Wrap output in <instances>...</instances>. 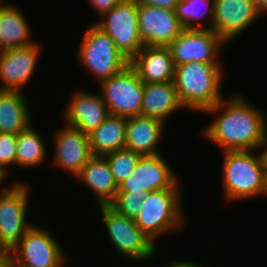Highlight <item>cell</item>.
<instances>
[{
	"mask_svg": "<svg viewBox=\"0 0 267 267\" xmlns=\"http://www.w3.org/2000/svg\"><path fill=\"white\" fill-rule=\"evenodd\" d=\"M203 112L218 114L201 132L223 151H254L267 145V117L242 95L237 93L223 97Z\"/></svg>",
	"mask_w": 267,
	"mask_h": 267,
	"instance_id": "cell-1",
	"label": "cell"
},
{
	"mask_svg": "<svg viewBox=\"0 0 267 267\" xmlns=\"http://www.w3.org/2000/svg\"><path fill=\"white\" fill-rule=\"evenodd\" d=\"M221 63L191 62L175 66L173 83L183 107L203 112L224 97Z\"/></svg>",
	"mask_w": 267,
	"mask_h": 267,
	"instance_id": "cell-2",
	"label": "cell"
},
{
	"mask_svg": "<svg viewBox=\"0 0 267 267\" xmlns=\"http://www.w3.org/2000/svg\"><path fill=\"white\" fill-rule=\"evenodd\" d=\"M251 151H222L223 194L226 200H246L266 193L267 181L261 154L256 156Z\"/></svg>",
	"mask_w": 267,
	"mask_h": 267,
	"instance_id": "cell-3",
	"label": "cell"
},
{
	"mask_svg": "<svg viewBox=\"0 0 267 267\" xmlns=\"http://www.w3.org/2000/svg\"><path fill=\"white\" fill-rule=\"evenodd\" d=\"M181 189L148 192L134 219L137 226L154 242L163 234L181 229L184 224Z\"/></svg>",
	"mask_w": 267,
	"mask_h": 267,
	"instance_id": "cell-4",
	"label": "cell"
},
{
	"mask_svg": "<svg viewBox=\"0 0 267 267\" xmlns=\"http://www.w3.org/2000/svg\"><path fill=\"white\" fill-rule=\"evenodd\" d=\"M80 43L77 58L93 73L98 83L123 71L130 63L95 22L85 29Z\"/></svg>",
	"mask_w": 267,
	"mask_h": 267,
	"instance_id": "cell-5",
	"label": "cell"
},
{
	"mask_svg": "<svg viewBox=\"0 0 267 267\" xmlns=\"http://www.w3.org/2000/svg\"><path fill=\"white\" fill-rule=\"evenodd\" d=\"M102 221L113 247L130 261L153 258L157 245L137 226L134 219L119 214L109 205H100Z\"/></svg>",
	"mask_w": 267,
	"mask_h": 267,
	"instance_id": "cell-6",
	"label": "cell"
},
{
	"mask_svg": "<svg viewBox=\"0 0 267 267\" xmlns=\"http://www.w3.org/2000/svg\"><path fill=\"white\" fill-rule=\"evenodd\" d=\"M100 19L95 24L109 35L129 61L144 47L138 30V4L134 0H121Z\"/></svg>",
	"mask_w": 267,
	"mask_h": 267,
	"instance_id": "cell-7",
	"label": "cell"
},
{
	"mask_svg": "<svg viewBox=\"0 0 267 267\" xmlns=\"http://www.w3.org/2000/svg\"><path fill=\"white\" fill-rule=\"evenodd\" d=\"M63 251L52 233L33 224L11 250V260L19 267H63Z\"/></svg>",
	"mask_w": 267,
	"mask_h": 267,
	"instance_id": "cell-8",
	"label": "cell"
},
{
	"mask_svg": "<svg viewBox=\"0 0 267 267\" xmlns=\"http://www.w3.org/2000/svg\"><path fill=\"white\" fill-rule=\"evenodd\" d=\"M99 85L111 115L126 118L141 115L144 83L130 65Z\"/></svg>",
	"mask_w": 267,
	"mask_h": 267,
	"instance_id": "cell-9",
	"label": "cell"
},
{
	"mask_svg": "<svg viewBox=\"0 0 267 267\" xmlns=\"http://www.w3.org/2000/svg\"><path fill=\"white\" fill-rule=\"evenodd\" d=\"M29 187L20 182L0 192V246L10 251L33 225L27 222Z\"/></svg>",
	"mask_w": 267,
	"mask_h": 267,
	"instance_id": "cell-10",
	"label": "cell"
},
{
	"mask_svg": "<svg viewBox=\"0 0 267 267\" xmlns=\"http://www.w3.org/2000/svg\"><path fill=\"white\" fill-rule=\"evenodd\" d=\"M226 43L211 29H186L168 45L174 65L191 62L220 63Z\"/></svg>",
	"mask_w": 267,
	"mask_h": 267,
	"instance_id": "cell-11",
	"label": "cell"
},
{
	"mask_svg": "<svg viewBox=\"0 0 267 267\" xmlns=\"http://www.w3.org/2000/svg\"><path fill=\"white\" fill-rule=\"evenodd\" d=\"M143 155L130 176L118 185L117 193L151 192L161 189H180L179 178L162 156ZM172 169V170H171Z\"/></svg>",
	"mask_w": 267,
	"mask_h": 267,
	"instance_id": "cell-12",
	"label": "cell"
},
{
	"mask_svg": "<svg viewBox=\"0 0 267 267\" xmlns=\"http://www.w3.org/2000/svg\"><path fill=\"white\" fill-rule=\"evenodd\" d=\"M260 16L253 0H214L212 30L228 44Z\"/></svg>",
	"mask_w": 267,
	"mask_h": 267,
	"instance_id": "cell-13",
	"label": "cell"
},
{
	"mask_svg": "<svg viewBox=\"0 0 267 267\" xmlns=\"http://www.w3.org/2000/svg\"><path fill=\"white\" fill-rule=\"evenodd\" d=\"M138 30L144 46H168L184 29L170 9L138 5Z\"/></svg>",
	"mask_w": 267,
	"mask_h": 267,
	"instance_id": "cell-14",
	"label": "cell"
},
{
	"mask_svg": "<svg viewBox=\"0 0 267 267\" xmlns=\"http://www.w3.org/2000/svg\"><path fill=\"white\" fill-rule=\"evenodd\" d=\"M41 45H32L0 52V81L2 90H19L27 85L40 58Z\"/></svg>",
	"mask_w": 267,
	"mask_h": 267,
	"instance_id": "cell-15",
	"label": "cell"
},
{
	"mask_svg": "<svg viewBox=\"0 0 267 267\" xmlns=\"http://www.w3.org/2000/svg\"><path fill=\"white\" fill-rule=\"evenodd\" d=\"M54 165L77 176L93 156L88 135L82 130L65 125L55 133Z\"/></svg>",
	"mask_w": 267,
	"mask_h": 267,
	"instance_id": "cell-16",
	"label": "cell"
},
{
	"mask_svg": "<svg viewBox=\"0 0 267 267\" xmlns=\"http://www.w3.org/2000/svg\"><path fill=\"white\" fill-rule=\"evenodd\" d=\"M63 115L67 125L78 128L89 135L102 124L110 113L101 94L78 90L71 96Z\"/></svg>",
	"mask_w": 267,
	"mask_h": 267,
	"instance_id": "cell-17",
	"label": "cell"
},
{
	"mask_svg": "<svg viewBox=\"0 0 267 267\" xmlns=\"http://www.w3.org/2000/svg\"><path fill=\"white\" fill-rule=\"evenodd\" d=\"M129 65L143 83L169 82L174 78L175 65L168 46H144Z\"/></svg>",
	"mask_w": 267,
	"mask_h": 267,
	"instance_id": "cell-18",
	"label": "cell"
},
{
	"mask_svg": "<svg viewBox=\"0 0 267 267\" xmlns=\"http://www.w3.org/2000/svg\"><path fill=\"white\" fill-rule=\"evenodd\" d=\"M165 123L147 116L127 118L125 148L141 155H157Z\"/></svg>",
	"mask_w": 267,
	"mask_h": 267,
	"instance_id": "cell-19",
	"label": "cell"
},
{
	"mask_svg": "<svg viewBox=\"0 0 267 267\" xmlns=\"http://www.w3.org/2000/svg\"><path fill=\"white\" fill-rule=\"evenodd\" d=\"M76 177L94 192L98 206L109 205L117 194V182L103 156H92Z\"/></svg>",
	"mask_w": 267,
	"mask_h": 267,
	"instance_id": "cell-20",
	"label": "cell"
},
{
	"mask_svg": "<svg viewBox=\"0 0 267 267\" xmlns=\"http://www.w3.org/2000/svg\"><path fill=\"white\" fill-rule=\"evenodd\" d=\"M183 108L180 103L173 81L161 83H144L142 116L152 117L166 122Z\"/></svg>",
	"mask_w": 267,
	"mask_h": 267,
	"instance_id": "cell-21",
	"label": "cell"
},
{
	"mask_svg": "<svg viewBox=\"0 0 267 267\" xmlns=\"http://www.w3.org/2000/svg\"><path fill=\"white\" fill-rule=\"evenodd\" d=\"M0 1V52L32 45L31 27L24 14L12 4Z\"/></svg>",
	"mask_w": 267,
	"mask_h": 267,
	"instance_id": "cell-22",
	"label": "cell"
},
{
	"mask_svg": "<svg viewBox=\"0 0 267 267\" xmlns=\"http://www.w3.org/2000/svg\"><path fill=\"white\" fill-rule=\"evenodd\" d=\"M19 90L0 91V132L19 134L31 125L26 95Z\"/></svg>",
	"mask_w": 267,
	"mask_h": 267,
	"instance_id": "cell-23",
	"label": "cell"
},
{
	"mask_svg": "<svg viewBox=\"0 0 267 267\" xmlns=\"http://www.w3.org/2000/svg\"><path fill=\"white\" fill-rule=\"evenodd\" d=\"M127 118L109 115L102 124L88 135L93 156L125 148Z\"/></svg>",
	"mask_w": 267,
	"mask_h": 267,
	"instance_id": "cell-24",
	"label": "cell"
},
{
	"mask_svg": "<svg viewBox=\"0 0 267 267\" xmlns=\"http://www.w3.org/2000/svg\"><path fill=\"white\" fill-rule=\"evenodd\" d=\"M46 140L32 125L17 135L16 165L20 168L36 167L46 160Z\"/></svg>",
	"mask_w": 267,
	"mask_h": 267,
	"instance_id": "cell-25",
	"label": "cell"
},
{
	"mask_svg": "<svg viewBox=\"0 0 267 267\" xmlns=\"http://www.w3.org/2000/svg\"><path fill=\"white\" fill-rule=\"evenodd\" d=\"M174 12L183 28L212 30L214 0H180Z\"/></svg>",
	"mask_w": 267,
	"mask_h": 267,
	"instance_id": "cell-26",
	"label": "cell"
},
{
	"mask_svg": "<svg viewBox=\"0 0 267 267\" xmlns=\"http://www.w3.org/2000/svg\"><path fill=\"white\" fill-rule=\"evenodd\" d=\"M143 155L132 150L123 148L107 153L103 157L107 160L117 185L127 179L135 170L139 159Z\"/></svg>",
	"mask_w": 267,
	"mask_h": 267,
	"instance_id": "cell-27",
	"label": "cell"
},
{
	"mask_svg": "<svg viewBox=\"0 0 267 267\" xmlns=\"http://www.w3.org/2000/svg\"><path fill=\"white\" fill-rule=\"evenodd\" d=\"M146 195L147 192L117 193L109 206L119 214L135 219L141 210Z\"/></svg>",
	"mask_w": 267,
	"mask_h": 267,
	"instance_id": "cell-28",
	"label": "cell"
},
{
	"mask_svg": "<svg viewBox=\"0 0 267 267\" xmlns=\"http://www.w3.org/2000/svg\"><path fill=\"white\" fill-rule=\"evenodd\" d=\"M17 134L0 132V168L9 174L11 165H16Z\"/></svg>",
	"mask_w": 267,
	"mask_h": 267,
	"instance_id": "cell-29",
	"label": "cell"
},
{
	"mask_svg": "<svg viewBox=\"0 0 267 267\" xmlns=\"http://www.w3.org/2000/svg\"><path fill=\"white\" fill-rule=\"evenodd\" d=\"M89 1V0H88ZM121 0H90V5L98 12L97 14L102 16L104 13L114 8Z\"/></svg>",
	"mask_w": 267,
	"mask_h": 267,
	"instance_id": "cell-30",
	"label": "cell"
},
{
	"mask_svg": "<svg viewBox=\"0 0 267 267\" xmlns=\"http://www.w3.org/2000/svg\"><path fill=\"white\" fill-rule=\"evenodd\" d=\"M138 5H151L159 8L175 10L180 0H134Z\"/></svg>",
	"mask_w": 267,
	"mask_h": 267,
	"instance_id": "cell-31",
	"label": "cell"
},
{
	"mask_svg": "<svg viewBox=\"0 0 267 267\" xmlns=\"http://www.w3.org/2000/svg\"><path fill=\"white\" fill-rule=\"evenodd\" d=\"M11 261V251L0 246V267H9Z\"/></svg>",
	"mask_w": 267,
	"mask_h": 267,
	"instance_id": "cell-32",
	"label": "cell"
},
{
	"mask_svg": "<svg viewBox=\"0 0 267 267\" xmlns=\"http://www.w3.org/2000/svg\"><path fill=\"white\" fill-rule=\"evenodd\" d=\"M166 267H207L203 266L200 263L191 262V261H172L170 263H167Z\"/></svg>",
	"mask_w": 267,
	"mask_h": 267,
	"instance_id": "cell-33",
	"label": "cell"
},
{
	"mask_svg": "<svg viewBox=\"0 0 267 267\" xmlns=\"http://www.w3.org/2000/svg\"><path fill=\"white\" fill-rule=\"evenodd\" d=\"M253 4L262 16L267 13V0H253Z\"/></svg>",
	"mask_w": 267,
	"mask_h": 267,
	"instance_id": "cell-34",
	"label": "cell"
},
{
	"mask_svg": "<svg viewBox=\"0 0 267 267\" xmlns=\"http://www.w3.org/2000/svg\"><path fill=\"white\" fill-rule=\"evenodd\" d=\"M7 176H8V174L0 168V185H1L2 183H4V181H5V179H6ZM10 186H11V185L7 186V188H2V187L0 186V187H1V188H0V192H3V191H5V190H7L8 187H10Z\"/></svg>",
	"mask_w": 267,
	"mask_h": 267,
	"instance_id": "cell-35",
	"label": "cell"
},
{
	"mask_svg": "<svg viewBox=\"0 0 267 267\" xmlns=\"http://www.w3.org/2000/svg\"><path fill=\"white\" fill-rule=\"evenodd\" d=\"M264 165V170H265V177L267 181V149H265L263 152L260 153Z\"/></svg>",
	"mask_w": 267,
	"mask_h": 267,
	"instance_id": "cell-36",
	"label": "cell"
},
{
	"mask_svg": "<svg viewBox=\"0 0 267 267\" xmlns=\"http://www.w3.org/2000/svg\"><path fill=\"white\" fill-rule=\"evenodd\" d=\"M9 267H19V266L15 265V264L11 261Z\"/></svg>",
	"mask_w": 267,
	"mask_h": 267,
	"instance_id": "cell-37",
	"label": "cell"
}]
</instances>
